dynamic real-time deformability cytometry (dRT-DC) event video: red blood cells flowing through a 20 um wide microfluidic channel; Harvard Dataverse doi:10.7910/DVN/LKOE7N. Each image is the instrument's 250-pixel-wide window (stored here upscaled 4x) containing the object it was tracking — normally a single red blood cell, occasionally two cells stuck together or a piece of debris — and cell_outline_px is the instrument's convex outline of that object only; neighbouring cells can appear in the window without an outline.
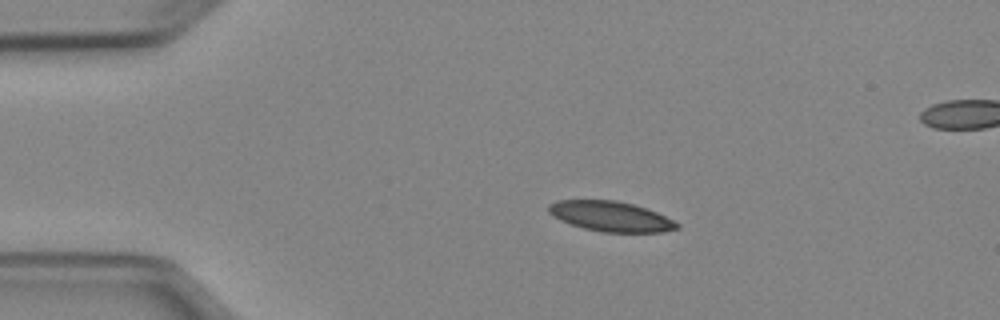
{"species": "Egyptian fruit bat (a non-hibernating species)", "species_latin": "Rousettus aegyptiacus", "temperature_condition": "cold", "stored_images_in_passage": 43, "segment_of_instrument_passage": [1, 2], "camera_frame_rate_fps": 3000, "um_per_image_px": 0.085, "animal": {"sex": "female"}, "frame": {"image": 1, "passage_image": 1, "time_ms": 0.0, "image_size_px": [1000, 320], "cell_outline_px": [[680, 228], [664, 232], [604, 232], [584, 228], [560, 220], [552, 216], [548, 212], [548, 204], [556, 200], [616, 200], [632, 204], [656, 212], [680, 224]], "centroid_in_image_um": [51.89, 18.39], "position_along_channel_um": 33.1, "area_um2": 22.43}}
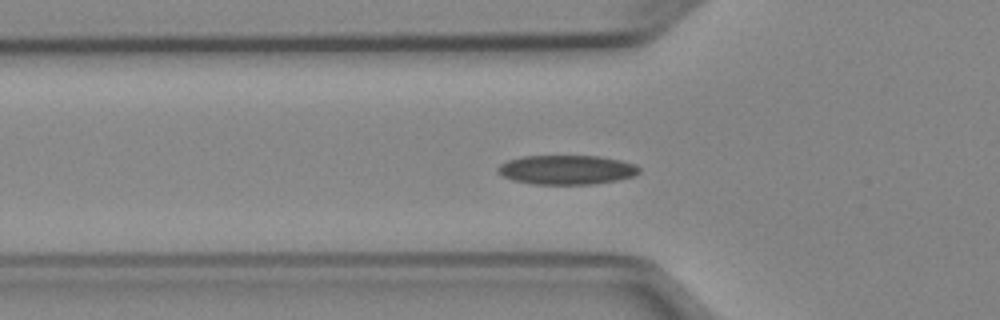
{"frame": {"image": 2, "passage_image": 8, "time_ms": 2.333, "image_size_px": [1000, 320], "cell_outline_px": [[640, 172], [636, 176], [616, 180], [592, 184], [532, 184], [512, 180], [496, 172], [496, 168], [500, 164], [508, 160], [524, 156], [600, 156], [620, 160], [636, 164], [640, 168]], "centroid_in_image_um": [48.17, 14.43], "position_along_channel_um": 77.6, "area_um2": 24.28}}
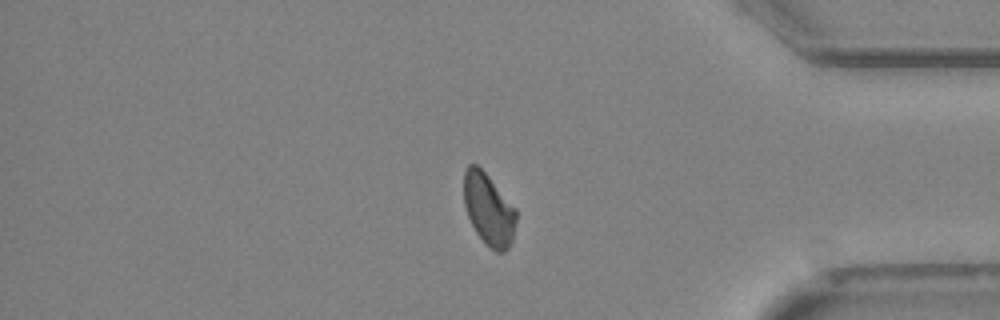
{"frame": {"image": 3, "passage_image": 34, "time_ms": 11.0, "image_size_px": [1000, 320], "cell_outline_px": [[516, 220], [512, 240], [508, 248], [504, 252], [496, 252], [476, 232], [468, 216], [464, 204], [464, 172], [468, 164], [476, 164], [488, 176], [516, 208]], "centroid_in_image_um": [41.54, 17.78], "position_along_channel_um": 393.7, "area_um2": 21.56}}